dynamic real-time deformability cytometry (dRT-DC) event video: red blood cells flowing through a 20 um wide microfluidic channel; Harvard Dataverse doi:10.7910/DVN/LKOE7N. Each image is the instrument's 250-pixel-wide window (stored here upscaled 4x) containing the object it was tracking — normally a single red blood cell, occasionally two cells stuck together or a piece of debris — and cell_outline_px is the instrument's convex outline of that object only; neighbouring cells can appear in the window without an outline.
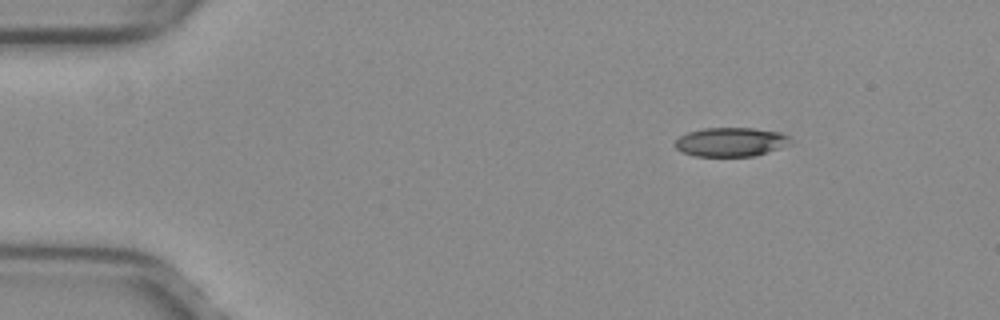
{"species": "common noctule bat (a hibernating species)", "species_latin": "Nyctalus noctula", "temperature_condition": "warm", "stored_images_in_passage": 47, "camera_frame_rate_fps": 3000, "um_per_image_px": 0.085, "animal": {"sex": "female", "body_mass_g": 29.2, "forearm_length_mm": 56.3}, "frame": {"image": 1, "passage_image": 3, "time_ms": 0.667, "image_size_px": [1000, 320], "cell_outline_px": [[792, 144], [756, 156], [696, 156], [680, 152], [676, 148], [676, 140], [680, 136], [688, 132], [704, 128], [752, 128], [780, 132], [788, 136], [792, 140]], "centroid_in_image_um": [62.15, 12.07], "position_along_channel_um": 22.9, "area_um2": 19.59}}
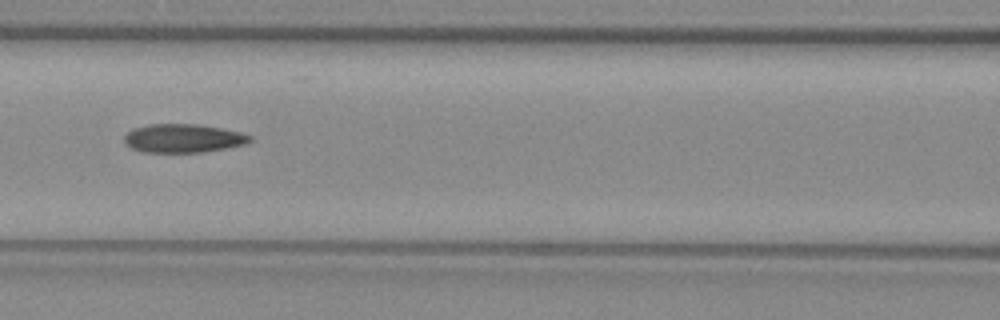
{"frame": {"image": 2, "passage_image": 19, "time_ms": 6.0, "image_size_px": [1000, 320], "cell_outline_px": [[252, 140], [244, 144], [224, 148], [200, 152], [144, 152], [132, 148], [124, 144], [124, 136], [132, 128], [152, 124], [196, 124], [220, 128], [240, 132], [252, 136]], "centroid_in_image_um": [15.53, 11.75], "position_along_channel_um": 151.1, "area_um2": 20.75}}
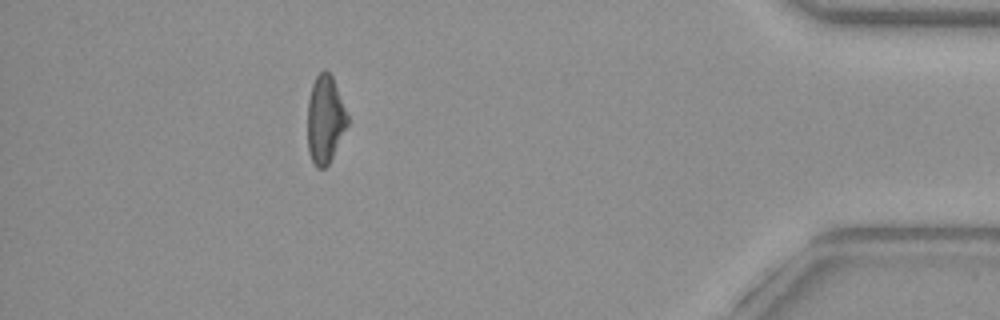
{"frame": {"image": 3, "passage_image": 42, "time_ms": 13.667, "image_size_px": [1000, 320], "cell_outline_px": [[348, 124], [328, 164], [324, 168], [316, 168], [308, 152], [308, 100], [312, 84], [316, 76], [324, 68], [332, 76], [348, 116]], "centroid_in_image_um": [27.62, 10.14], "position_along_channel_um": 407.6, "area_um2": 20.17}, "authors_computed_cell_mechanics": {"area_um2": 21.0392, "velocity_mm_per_s": 4.0304, "shape_relaxation_time_tau1_ms": null, "shape_relaxation_time_tau2_ms": 6.0419, "deformation_change_tau1": null, "deformation_change_tau2": 0.1677}}